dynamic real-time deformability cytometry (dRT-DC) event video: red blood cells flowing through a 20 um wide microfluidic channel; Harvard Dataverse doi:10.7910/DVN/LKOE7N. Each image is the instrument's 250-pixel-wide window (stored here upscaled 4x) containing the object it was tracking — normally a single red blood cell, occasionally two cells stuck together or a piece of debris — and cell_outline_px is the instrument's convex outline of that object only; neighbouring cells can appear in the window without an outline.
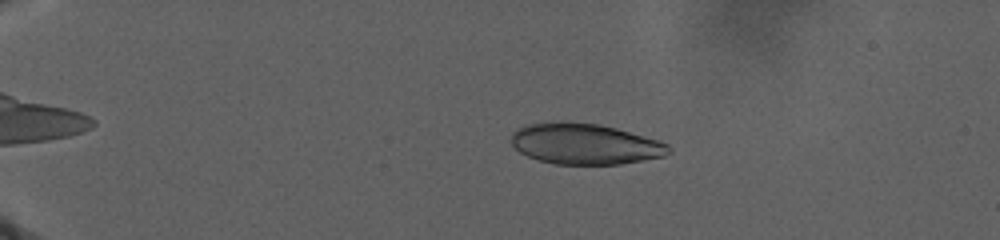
{"species": "human", "species_latin": "Homo sapiens", "temperature_condition": "warm", "stored_images_in_passage": 103, "camera_frame_rate_fps": 3000, "um_per_image_px": 0.085, "donor": {"sex": "male"}, "frame": {"image": 1, "passage_image": 34, "time_ms": 8.667, "image_size_px": [1000, 240], "cell_outline_px": [[672, 152], [664, 156], [620, 164], [556, 164], [540, 160], [528, 156], [520, 152], [508, 140], [512, 132], [516, 128], [524, 124], [568, 120], [600, 124], [616, 128], [660, 140], [668, 144], [672, 148]], "centroid_in_image_um": [49.7, 12.21], "position_along_channel_um": 35.3, "area_um2": 38.03}}
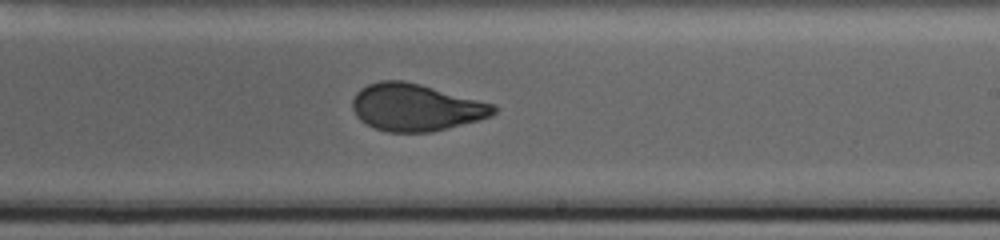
{"frame": {"image": 2, "passage_image": 64, "time_ms": 24.333, "image_size_px": [1000, 240], "cell_outline_px": [[500, 108], [492, 116], [480, 120], [432, 132], [388, 132], [376, 128], [360, 120], [356, 116], [352, 108], [352, 100], [356, 92], [360, 88], [368, 84], [380, 80], [404, 80], [420, 84], [496, 104]], "centroid_in_image_um": [35.38, 9.12], "position_along_channel_um": 253.6, "area_um2": 39.13}}
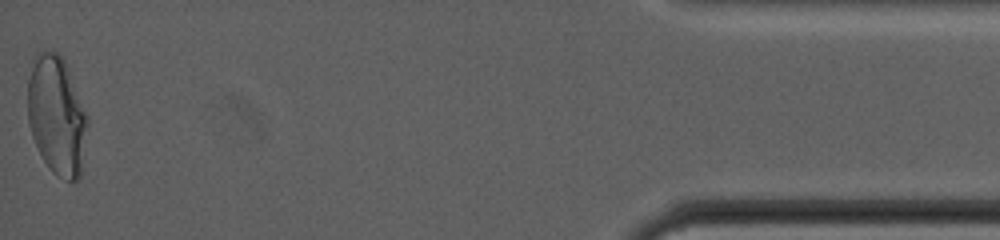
{"frame": {"image": 3, "passage_image": 103, "time_ms": 36.667, "image_size_px": [1000, 240], "cell_outline_px": [[88, 124], [80, 180], [68, 180], [56, 176], [48, 168], [32, 136], [28, 124], [28, 80], [32, 56], [44, 48], [56, 52], [64, 60], [68, 68], [88, 116]], "centroid_in_image_um": [4.82, 9.79], "position_along_channel_um": 430.4, "area_um2": 41.91}}